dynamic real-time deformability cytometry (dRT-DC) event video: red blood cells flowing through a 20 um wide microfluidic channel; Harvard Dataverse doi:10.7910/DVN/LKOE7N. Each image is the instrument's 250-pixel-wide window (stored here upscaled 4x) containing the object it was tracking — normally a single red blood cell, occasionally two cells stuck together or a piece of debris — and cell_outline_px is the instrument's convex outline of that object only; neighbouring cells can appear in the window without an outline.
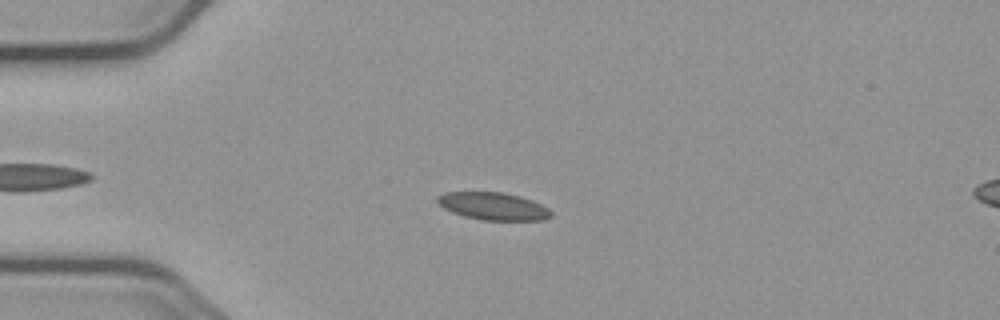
{"species": "common noctule bat (a hibernating species)", "species_latin": "Nyctalus noctula", "temperature_condition": "cold", "stored_images_in_passage": 50, "camera_frame_rate_fps": 3000, "um_per_image_px": 0.085, "animal": {"sex": "male", "body_mass_g": 23.1, "forearm_length_mm": 52.7}, "frame": {"image": 1, "passage_image": 8, "time_ms": 2.333, "image_size_px": [1000, 320], "cell_outline_px": [[552, 216], [544, 220], [480, 220], [464, 216], [452, 212], [444, 208], [436, 200], [436, 196], [444, 192], [504, 192], [520, 196], [532, 200], [548, 208], [552, 212]], "centroid_in_image_um": [41.92, 17.52], "position_along_channel_um": 43.1, "area_um2": 18.32}}
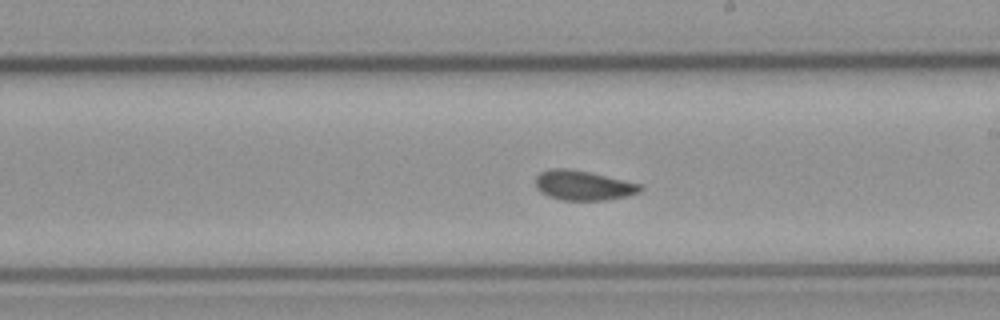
{"frame": {"image": 2, "passage_image": 26, "time_ms": 8.333, "image_size_px": [1000, 320], "cell_outline_px": [[644, 188], [640, 192], [628, 196], [604, 200], [560, 200], [548, 196], [540, 192], [536, 188], [536, 176], [540, 172], [552, 168], [568, 168], [588, 172], [640, 184]], "centroid_in_image_um": [49.55, 15.76], "position_along_channel_um": 239.5, "area_um2": 18.09}}
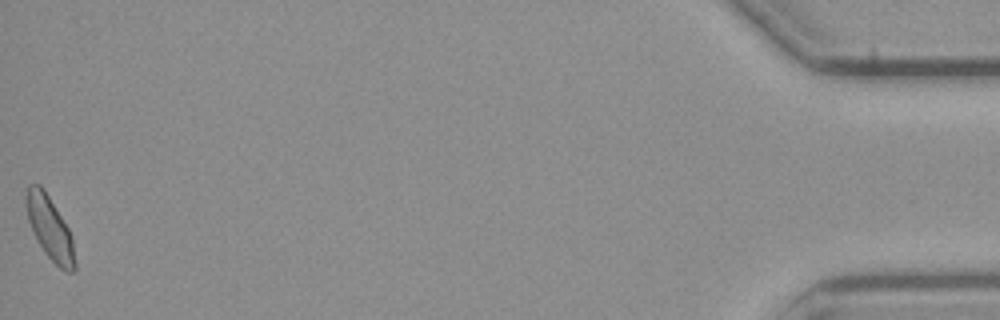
{"frame": {"image": 3, "passage_image": 50, "time_ms": 16.333, "image_size_px": [1000, 320], "cell_outline_px": [[76, 272], [68, 272], [60, 268], [44, 252], [28, 220], [24, 200], [24, 196], [28, 184], [40, 184], [44, 188], [68, 228], [72, 236], [76, 264]], "centroid_in_image_um": [4.23, 19.36], "position_along_channel_um": 431.0, "area_um2": 17.92}, "authors_computed_cell_mechanics": {"area_um2": 17.9758, "velocity_mm_per_s": 3.6722, "shape_relaxation_time_tau1_ms": null, "shape_relaxation_time_tau2_ms": 2.0439, "deformation_change_tau1": null, "deformation_change_tau2": 0.06}}